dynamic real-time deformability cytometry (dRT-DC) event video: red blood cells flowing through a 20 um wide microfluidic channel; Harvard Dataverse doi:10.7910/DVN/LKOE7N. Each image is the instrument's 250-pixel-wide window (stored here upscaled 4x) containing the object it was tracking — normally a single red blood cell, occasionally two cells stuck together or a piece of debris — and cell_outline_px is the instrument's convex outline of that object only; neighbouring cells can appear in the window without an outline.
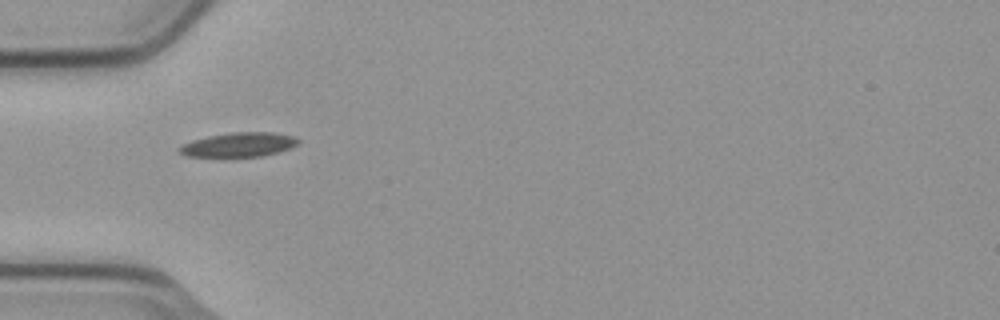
{"species": "common noctule bat (a hibernating species)", "species_latin": "Nyctalus noctula", "temperature_condition": "cold", "stored_images_in_passage": 38, "camera_frame_rate_fps": 3000, "um_per_image_px": 0.085, "animal": {"sex": "male", "body_mass_g": 23.1, "forearm_length_mm": 52.7}, "frame": {"image": 1, "passage_image": 1, "time_ms": 0.0, "image_size_px": [1000, 320], "cell_outline_px": [[300, 144], [264, 156], [184, 156], [176, 148], [192, 140], [208, 136], [232, 132], [272, 132], [292, 136], [300, 140]], "centroid_in_image_um": [20.29, 12.29], "position_along_channel_um": 64.7, "area_um2": 16.65}}
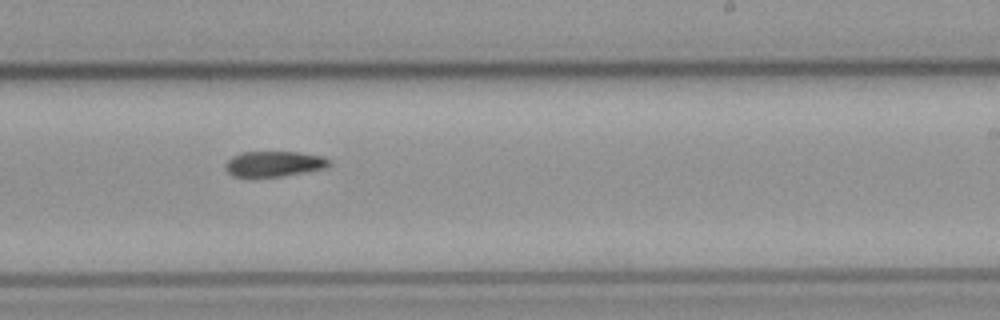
{"frame": {"image": 2, "passage_image": 17, "time_ms": 5.333, "image_size_px": [1000, 320], "cell_outline_px": [[332, 164], [328, 168], [284, 176], [232, 176], [224, 168], [224, 164], [232, 156], [244, 152], [300, 152], [324, 156], [332, 160]], "centroid_in_image_um": [23.37, 13.92], "position_along_channel_um": 265.6, "area_um2": 15.61}}
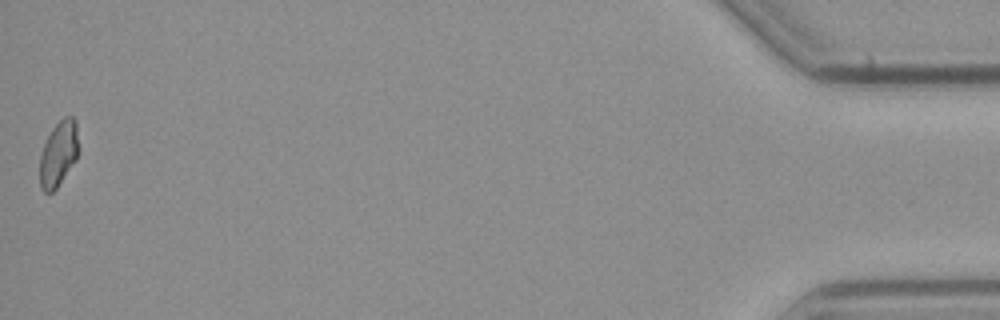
{"frame": {"image": 3, "passage_image": 38, "time_ms": 12.333, "image_size_px": [1000, 320], "cell_outline_px": [[80, 148], [76, 160], [56, 188], [52, 192], [44, 192], [40, 184], [40, 156], [44, 144], [52, 128], [64, 116], [72, 116], [76, 120]], "centroid_in_image_um": [5.01, 13.02], "position_along_channel_um": 430.2, "area_um2": 14.85}}